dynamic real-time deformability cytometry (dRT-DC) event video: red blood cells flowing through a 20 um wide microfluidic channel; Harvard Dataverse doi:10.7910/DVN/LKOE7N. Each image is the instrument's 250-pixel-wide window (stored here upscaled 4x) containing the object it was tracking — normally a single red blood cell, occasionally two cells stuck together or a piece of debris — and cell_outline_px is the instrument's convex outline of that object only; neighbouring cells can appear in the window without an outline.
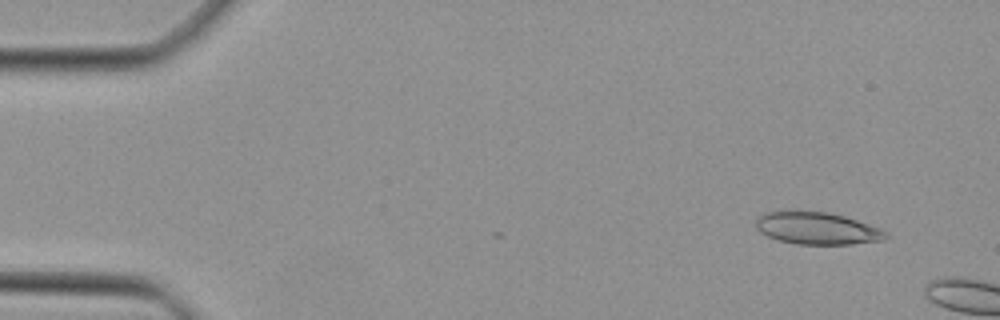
{"species": "Egyptian fruit bat (a non-hibernating species)", "species_latin": "Rousettus aegyptiacus", "temperature_condition": "cold", "stored_images_in_passage": 8, "camera_frame_rate_fps": 3000, "um_per_image_px": 0.085, "animal": {"sex": "female"}, "frame": {"image": 1, "passage_image": 1, "time_ms": 0.0, "image_size_px": [1000, 320], "cell_outline_px": [[892, 236], [884, 240], [852, 244], [796, 244], [780, 240], [768, 236], [760, 232], [756, 228], [756, 216], [764, 212], [788, 208], [792, 208], [828, 212], [844, 216], [880, 228], [888, 232]], "centroid_in_image_um": [69.41, 19.36], "position_along_channel_um": 15.6, "area_um2": 25.26}}